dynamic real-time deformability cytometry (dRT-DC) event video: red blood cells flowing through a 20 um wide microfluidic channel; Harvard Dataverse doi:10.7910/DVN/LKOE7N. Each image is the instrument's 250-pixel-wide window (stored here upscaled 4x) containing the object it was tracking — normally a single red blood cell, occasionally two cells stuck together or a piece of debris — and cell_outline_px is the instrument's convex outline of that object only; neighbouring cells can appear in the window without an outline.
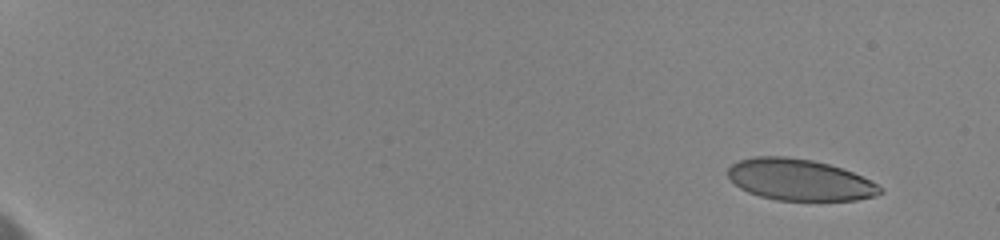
{"species": "human", "species_latin": "Homo sapiens", "temperature_condition": "cold", "stored_images_in_passage": 14, "camera_frame_rate_fps": 3000, "um_per_image_px": 0.085, "donor": {"sex": "female"}, "frame": {"image": 1, "passage_image": 1, "time_ms": 0.0, "image_size_px": [1000, 240], "cell_outline_px": [[884, 192], [876, 196], [856, 200], [776, 200], [760, 196], [748, 192], [740, 188], [728, 176], [728, 168], [732, 164], [740, 160], [752, 156], [788, 156], [812, 160], [828, 164], [852, 172], [884, 188]], "centroid_in_image_um": [67.96, 15.28], "position_along_channel_um": 17.0, "area_um2": 36.59}}